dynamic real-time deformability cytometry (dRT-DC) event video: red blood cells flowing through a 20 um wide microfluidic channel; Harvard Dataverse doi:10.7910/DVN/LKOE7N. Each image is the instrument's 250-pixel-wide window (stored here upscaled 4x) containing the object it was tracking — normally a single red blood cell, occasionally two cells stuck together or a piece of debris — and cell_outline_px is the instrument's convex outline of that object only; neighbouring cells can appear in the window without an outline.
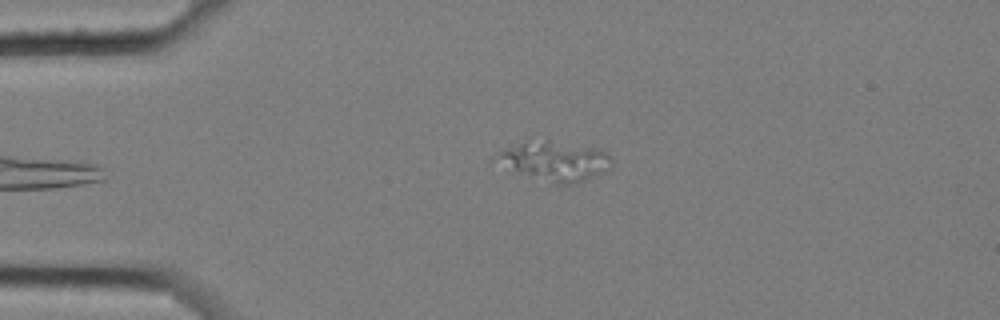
{"species": "common noctule bat (a hibernating species)", "species_latin": "Nyctalus noctula", "temperature_condition": "cold", "stored_images_in_passage": 4, "camera_frame_rate_fps": 3000, "um_per_image_px": 0.085, "animal": {"sex": "female", "body_mass_g": 25.1}, "frame": {"image": 1, "passage_image": 4, "time_ms": 1.0, "image_size_px": [1000, 320], "cell_outline_px": [[612, 168], [608, 172], [576, 184], [548, 184], [508, 172], [488, 160], [496, 152], [524, 140], [548, 140], [600, 148], [612, 160]], "centroid_in_image_um": [47.01, 13.73], "position_along_channel_um": 38.0, "area_um2": 28.44}}